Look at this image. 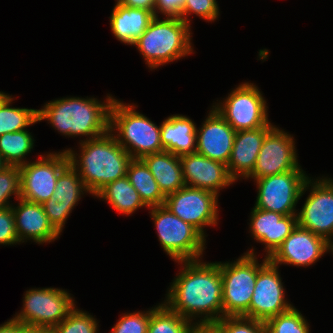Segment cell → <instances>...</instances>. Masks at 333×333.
<instances>
[{
  "label": "cell",
  "mask_w": 333,
  "mask_h": 333,
  "mask_svg": "<svg viewBox=\"0 0 333 333\" xmlns=\"http://www.w3.org/2000/svg\"><path fill=\"white\" fill-rule=\"evenodd\" d=\"M19 333H53V331L50 328L33 327L19 323Z\"/></svg>",
  "instance_id": "43"
},
{
  "label": "cell",
  "mask_w": 333,
  "mask_h": 333,
  "mask_svg": "<svg viewBox=\"0 0 333 333\" xmlns=\"http://www.w3.org/2000/svg\"><path fill=\"white\" fill-rule=\"evenodd\" d=\"M309 178L304 170H291L253 180L257 188L255 208L297 215L299 200L305 195V182Z\"/></svg>",
  "instance_id": "10"
},
{
  "label": "cell",
  "mask_w": 333,
  "mask_h": 333,
  "mask_svg": "<svg viewBox=\"0 0 333 333\" xmlns=\"http://www.w3.org/2000/svg\"><path fill=\"white\" fill-rule=\"evenodd\" d=\"M126 176L147 208L164 205L166 197L142 159L129 162Z\"/></svg>",
  "instance_id": "26"
},
{
  "label": "cell",
  "mask_w": 333,
  "mask_h": 333,
  "mask_svg": "<svg viewBox=\"0 0 333 333\" xmlns=\"http://www.w3.org/2000/svg\"><path fill=\"white\" fill-rule=\"evenodd\" d=\"M142 160L148 166L165 197L185 186L180 156L162 151L146 155Z\"/></svg>",
  "instance_id": "24"
},
{
  "label": "cell",
  "mask_w": 333,
  "mask_h": 333,
  "mask_svg": "<svg viewBox=\"0 0 333 333\" xmlns=\"http://www.w3.org/2000/svg\"><path fill=\"white\" fill-rule=\"evenodd\" d=\"M45 214L48 217L50 224L61 235L63 228L70 214L77 205H62L57 202L53 197L42 203Z\"/></svg>",
  "instance_id": "37"
},
{
  "label": "cell",
  "mask_w": 333,
  "mask_h": 333,
  "mask_svg": "<svg viewBox=\"0 0 333 333\" xmlns=\"http://www.w3.org/2000/svg\"><path fill=\"white\" fill-rule=\"evenodd\" d=\"M202 259L176 261L180 271L162 301L192 323L216 322L223 317L220 266Z\"/></svg>",
  "instance_id": "1"
},
{
  "label": "cell",
  "mask_w": 333,
  "mask_h": 333,
  "mask_svg": "<svg viewBox=\"0 0 333 333\" xmlns=\"http://www.w3.org/2000/svg\"><path fill=\"white\" fill-rule=\"evenodd\" d=\"M120 4L132 8L146 9L154 14L155 0H123Z\"/></svg>",
  "instance_id": "41"
},
{
  "label": "cell",
  "mask_w": 333,
  "mask_h": 333,
  "mask_svg": "<svg viewBox=\"0 0 333 333\" xmlns=\"http://www.w3.org/2000/svg\"><path fill=\"white\" fill-rule=\"evenodd\" d=\"M7 166L8 165L4 162V160L0 156V172Z\"/></svg>",
  "instance_id": "44"
},
{
  "label": "cell",
  "mask_w": 333,
  "mask_h": 333,
  "mask_svg": "<svg viewBox=\"0 0 333 333\" xmlns=\"http://www.w3.org/2000/svg\"><path fill=\"white\" fill-rule=\"evenodd\" d=\"M216 101L212 107L235 131L275 126L268 118L267 100L254 83H239L228 96Z\"/></svg>",
  "instance_id": "8"
},
{
  "label": "cell",
  "mask_w": 333,
  "mask_h": 333,
  "mask_svg": "<svg viewBox=\"0 0 333 333\" xmlns=\"http://www.w3.org/2000/svg\"><path fill=\"white\" fill-rule=\"evenodd\" d=\"M16 97L8 94L0 103V136L27 129L38 121V109L13 107Z\"/></svg>",
  "instance_id": "28"
},
{
  "label": "cell",
  "mask_w": 333,
  "mask_h": 333,
  "mask_svg": "<svg viewBox=\"0 0 333 333\" xmlns=\"http://www.w3.org/2000/svg\"><path fill=\"white\" fill-rule=\"evenodd\" d=\"M216 0H185L180 18L191 26L190 15L195 14L200 19L215 22L220 16L219 4Z\"/></svg>",
  "instance_id": "33"
},
{
  "label": "cell",
  "mask_w": 333,
  "mask_h": 333,
  "mask_svg": "<svg viewBox=\"0 0 333 333\" xmlns=\"http://www.w3.org/2000/svg\"><path fill=\"white\" fill-rule=\"evenodd\" d=\"M20 198L19 166H7L0 172V209L12 206L11 197Z\"/></svg>",
  "instance_id": "34"
},
{
  "label": "cell",
  "mask_w": 333,
  "mask_h": 333,
  "mask_svg": "<svg viewBox=\"0 0 333 333\" xmlns=\"http://www.w3.org/2000/svg\"><path fill=\"white\" fill-rule=\"evenodd\" d=\"M137 108L135 103L115 98L110 109V132L132 159L164 151L161 124L158 126Z\"/></svg>",
  "instance_id": "5"
},
{
  "label": "cell",
  "mask_w": 333,
  "mask_h": 333,
  "mask_svg": "<svg viewBox=\"0 0 333 333\" xmlns=\"http://www.w3.org/2000/svg\"><path fill=\"white\" fill-rule=\"evenodd\" d=\"M78 308L75 306L67 317L52 329L53 333H100L97 318Z\"/></svg>",
  "instance_id": "32"
},
{
  "label": "cell",
  "mask_w": 333,
  "mask_h": 333,
  "mask_svg": "<svg viewBox=\"0 0 333 333\" xmlns=\"http://www.w3.org/2000/svg\"><path fill=\"white\" fill-rule=\"evenodd\" d=\"M150 308L147 310L122 313V316L108 333H147Z\"/></svg>",
  "instance_id": "35"
},
{
  "label": "cell",
  "mask_w": 333,
  "mask_h": 333,
  "mask_svg": "<svg viewBox=\"0 0 333 333\" xmlns=\"http://www.w3.org/2000/svg\"><path fill=\"white\" fill-rule=\"evenodd\" d=\"M305 191L310 193L297 211L298 226L333 245V178L310 176L305 182Z\"/></svg>",
  "instance_id": "12"
},
{
  "label": "cell",
  "mask_w": 333,
  "mask_h": 333,
  "mask_svg": "<svg viewBox=\"0 0 333 333\" xmlns=\"http://www.w3.org/2000/svg\"><path fill=\"white\" fill-rule=\"evenodd\" d=\"M264 323L265 333H310L311 330L308 320L295 306Z\"/></svg>",
  "instance_id": "31"
},
{
  "label": "cell",
  "mask_w": 333,
  "mask_h": 333,
  "mask_svg": "<svg viewBox=\"0 0 333 333\" xmlns=\"http://www.w3.org/2000/svg\"><path fill=\"white\" fill-rule=\"evenodd\" d=\"M123 0H115V4L116 3H121Z\"/></svg>",
  "instance_id": "46"
},
{
  "label": "cell",
  "mask_w": 333,
  "mask_h": 333,
  "mask_svg": "<svg viewBox=\"0 0 333 333\" xmlns=\"http://www.w3.org/2000/svg\"><path fill=\"white\" fill-rule=\"evenodd\" d=\"M284 130L275 125L266 134L255 167L245 180L303 170L298 162L295 138Z\"/></svg>",
  "instance_id": "14"
},
{
  "label": "cell",
  "mask_w": 333,
  "mask_h": 333,
  "mask_svg": "<svg viewBox=\"0 0 333 333\" xmlns=\"http://www.w3.org/2000/svg\"><path fill=\"white\" fill-rule=\"evenodd\" d=\"M20 245L12 207L0 209V245Z\"/></svg>",
  "instance_id": "38"
},
{
  "label": "cell",
  "mask_w": 333,
  "mask_h": 333,
  "mask_svg": "<svg viewBox=\"0 0 333 333\" xmlns=\"http://www.w3.org/2000/svg\"><path fill=\"white\" fill-rule=\"evenodd\" d=\"M189 333H223L215 322L192 323Z\"/></svg>",
  "instance_id": "40"
},
{
  "label": "cell",
  "mask_w": 333,
  "mask_h": 333,
  "mask_svg": "<svg viewBox=\"0 0 333 333\" xmlns=\"http://www.w3.org/2000/svg\"><path fill=\"white\" fill-rule=\"evenodd\" d=\"M78 147L79 151L71 147L63 150L92 196L108 183L126 176L132 157L110 131L98 138L81 141Z\"/></svg>",
  "instance_id": "3"
},
{
  "label": "cell",
  "mask_w": 333,
  "mask_h": 333,
  "mask_svg": "<svg viewBox=\"0 0 333 333\" xmlns=\"http://www.w3.org/2000/svg\"><path fill=\"white\" fill-rule=\"evenodd\" d=\"M196 130L194 121L186 115L173 114L161 122V142L164 151L176 156L196 151Z\"/></svg>",
  "instance_id": "23"
},
{
  "label": "cell",
  "mask_w": 333,
  "mask_h": 333,
  "mask_svg": "<svg viewBox=\"0 0 333 333\" xmlns=\"http://www.w3.org/2000/svg\"><path fill=\"white\" fill-rule=\"evenodd\" d=\"M330 252L331 243L297 225L268 259L278 267L283 264L305 268L314 265L325 253Z\"/></svg>",
  "instance_id": "16"
},
{
  "label": "cell",
  "mask_w": 333,
  "mask_h": 333,
  "mask_svg": "<svg viewBox=\"0 0 333 333\" xmlns=\"http://www.w3.org/2000/svg\"><path fill=\"white\" fill-rule=\"evenodd\" d=\"M218 198L210 191L184 186L166 196L164 205L207 238L205 227L213 228L219 222Z\"/></svg>",
  "instance_id": "13"
},
{
  "label": "cell",
  "mask_w": 333,
  "mask_h": 333,
  "mask_svg": "<svg viewBox=\"0 0 333 333\" xmlns=\"http://www.w3.org/2000/svg\"><path fill=\"white\" fill-rule=\"evenodd\" d=\"M0 333H19V323L10 318L0 324Z\"/></svg>",
  "instance_id": "42"
},
{
  "label": "cell",
  "mask_w": 333,
  "mask_h": 333,
  "mask_svg": "<svg viewBox=\"0 0 333 333\" xmlns=\"http://www.w3.org/2000/svg\"><path fill=\"white\" fill-rule=\"evenodd\" d=\"M185 186L210 191L217 196L220 190L236 183L226 164L197 152L180 156Z\"/></svg>",
  "instance_id": "17"
},
{
  "label": "cell",
  "mask_w": 333,
  "mask_h": 333,
  "mask_svg": "<svg viewBox=\"0 0 333 333\" xmlns=\"http://www.w3.org/2000/svg\"><path fill=\"white\" fill-rule=\"evenodd\" d=\"M105 98L102 101L88 96L54 99L38 109V121H47L62 136H83L79 142L98 138L110 131V109L116 97L108 93Z\"/></svg>",
  "instance_id": "2"
},
{
  "label": "cell",
  "mask_w": 333,
  "mask_h": 333,
  "mask_svg": "<svg viewBox=\"0 0 333 333\" xmlns=\"http://www.w3.org/2000/svg\"><path fill=\"white\" fill-rule=\"evenodd\" d=\"M46 153L19 166L20 198L42 204L53 196L59 174L70 163L66 150Z\"/></svg>",
  "instance_id": "11"
},
{
  "label": "cell",
  "mask_w": 333,
  "mask_h": 333,
  "mask_svg": "<svg viewBox=\"0 0 333 333\" xmlns=\"http://www.w3.org/2000/svg\"><path fill=\"white\" fill-rule=\"evenodd\" d=\"M192 322L171 311L163 302L150 308L147 333H189Z\"/></svg>",
  "instance_id": "29"
},
{
  "label": "cell",
  "mask_w": 333,
  "mask_h": 333,
  "mask_svg": "<svg viewBox=\"0 0 333 333\" xmlns=\"http://www.w3.org/2000/svg\"><path fill=\"white\" fill-rule=\"evenodd\" d=\"M273 127L236 131L230 160V176L237 182L246 179L253 171L266 134Z\"/></svg>",
  "instance_id": "21"
},
{
  "label": "cell",
  "mask_w": 333,
  "mask_h": 333,
  "mask_svg": "<svg viewBox=\"0 0 333 333\" xmlns=\"http://www.w3.org/2000/svg\"><path fill=\"white\" fill-rule=\"evenodd\" d=\"M191 27L179 17L155 16L133 46L149 70H157L195 53Z\"/></svg>",
  "instance_id": "4"
},
{
  "label": "cell",
  "mask_w": 333,
  "mask_h": 333,
  "mask_svg": "<svg viewBox=\"0 0 333 333\" xmlns=\"http://www.w3.org/2000/svg\"><path fill=\"white\" fill-rule=\"evenodd\" d=\"M196 130V151L212 160L228 164L236 131L212 107Z\"/></svg>",
  "instance_id": "18"
},
{
  "label": "cell",
  "mask_w": 333,
  "mask_h": 333,
  "mask_svg": "<svg viewBox=\"0 0 333 333\" xmlns=\"http://www.w3.org/2000/svg\"><path fill=\"white\" fill-rule=\"evenodd\" d=\"M8 95V93H5L3 91H0V103L2 102V100Z\"/></svg>",
  "instance_id": "45"
},
{
  "label": "cell",
  "mask_w": 333,
  "mask_h": 333,
  "mask_svg": "<svg viewBox=\"0 0 333 333\" xmlns=\"http://www.w3.org/2000/svg\"><path fill=\"white\" fill-rule=\"evenodd\" d=\"M22 308L12 319L27 326L53 329L76 306L75 298L62 288H31L25 291Z\"/></svg>",
  "instance_id": "9"
},
{
  "label": "cell",
  "mask_w": 333,
  "mask_h": 333,
  "mask_svg": "<svg viewBox=\"0 0 333 333\" xmlns=\"http://www.w3.org/2000/svg\"><path fill=\"white\" fill-rule=\"evenodd\" d=\"M279 267L270 261L258 272L249 309L243 317L267 321L293 307L285 294Z\"/></svg>",
  "instance_id": "15"
},
{
  "label": "cell",
  "mask_w": 333,
  "mask_h": 333,
  "mask_svg": "<svg viewBox=\"0 0 333 333\" xmlns=\"http://www.w3.org/2000/svg\"><path fill=\"white\" fill-rule=\"evenodd\" d=\"M184 2L185 0H155L154 15L180 18Z\"/></svg>",
  "instance_id": "39"
},
{
  "label": "cell",
  "mask_w": 333,
  "mask_h": 333,
  "mask_svg": "<svg viewBox=\"0 0 333 333\" xmlns=\"http://www.w3.org/2000/svg\"><path fill=\"white\" fill-rule=\"evenodd\" d=\"M249 233L254 241L264 245L265 257L269 258L296 228L297 215H282L253 206L249 217Z\"/></svg>",
  "instance_id": "19"
},
{
  "label": "cell",
  "mask_w": 333,
  "mask_h": 333,
  "mask_svg": "<svg viewBox=\"0 0 333 333\" xmlns=\"http://www.w3.org/2000/svg\"><path fill=\"white\" fill-rule=\"evenodd\" d=\"M154 17L155 15L149 10L116 3L109 17V25L111 32L118 41L133 46Z\"/></svg>",
  "instance_id": "22"
},
{
  "label": "cell",
  "mask_w": 333,
  "mask_h": 333,
  "mask_svg": "<svg viewBox=\"0 0 333 333\" xmlns=\"http://www.w3.org/2000/svg\"><path fill=\"white\" fill-rule=\"evenodd\" d=\"M17 202L11 207L20 244L31 241L43 245L60 238V234L50 224L42 204L22 198Z\"/></svg>",
  "instance_id": "20"
},
{
  "label": "cell",
  "mask_w": 333,
  "mask_h": 333,
  "mask_svg": "<svg viewBox=\"0 0 333 333\" xmlns=\"http://www.w3.org/2000/svg\"><path fill=\"white\" fill-rule=\"evenodd\" d=\"M35 139L29 129L5 133L0 136V156L9 166H21L30 160L26 158L33 151Z\"/></svg>",
  "instance_id": "27"
},
{
  "label": "cell",
  "mask_w": 333,
  "mask_h": 333,
  "mask_svg": "<svg viewBox=\"0 0 333 333\" xmlns=\"http://www.w3.org/2000/svg\"><path fill=\"white\" fill-rule=\"evenodd\" d=\"M87 193L91 195L77 171L69 164L59 174L52 197L62 205H78Z\"/></svg>",
  "instance_id": "30"
},
{
  "label": "cell",
  "mask_w": 333,
  "mask_h": 333,
  "mask_svg": "<svg viewBox=\"0 0 333 333\" xmlns=\"http://www.w3.org/2000/svg\"><path fill=\"white\" fill-rule=\"evenodd\" d=\"M94 198L102 199L119 214L125 216H132L138 209L147 207L127 176L108 183Z\"/></svg>",
  "instance_id": "25"
},
{
  "label": "cell",
  "mask_w": 333,
  "mask_h": 333,
  "mask_svg": "<svg viewBox=\"0 0 333 333\" xmlns=\"http://www.w3.org/2000/svg\"><path fill=\"white\" fill-rule=\"evenodd\" d=\"M223 333H265V323L243 316H224L215 322Z\"/></svg>",
  "instance_id": "36"
},
{
  "label": "cell",
  "mask_w": 333,
  "mask_h": 333,
  "mask_svg": "<svg viewBox=\"0 0 333 333\" xmlns=\"http://www.w3.org/2000/svg\"><path fill=\"white\" fill-rule=\"evenodd\" d=\"M148 209L165 254L175 262L203 258L207 240L195 227L174 215L165 205Z\"/></svg>",
  "instance_id": "7"
},
{
  "label": "cell",
  "mask_w": 333,
  "mask_h": 333,
  "mask_svg": "<svg viewBox=\"0 0 333 333\" xmlns=\"http://www.w3.org/2000/svg\"><path fill=\"white\" fill-rule=\"evenodd\" d=\"M261 261L255 247H251L235 260L218 262L222 276L223 317L242 316L249 309L257 274L269 259L264 256Z\"/></svg>",
  "instance_id": "6"
}]
</instances>
